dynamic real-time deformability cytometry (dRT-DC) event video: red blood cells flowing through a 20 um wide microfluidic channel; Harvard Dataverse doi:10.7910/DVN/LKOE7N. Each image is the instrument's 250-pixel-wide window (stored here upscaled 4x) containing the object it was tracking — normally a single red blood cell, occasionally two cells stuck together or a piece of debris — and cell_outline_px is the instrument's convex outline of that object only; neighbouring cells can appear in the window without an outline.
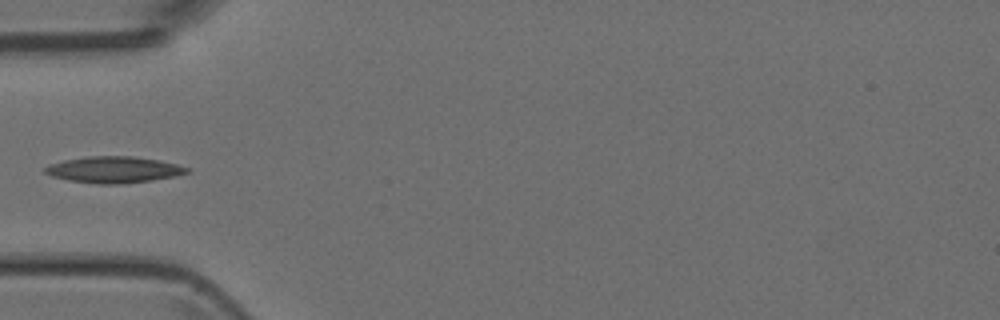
{"species": "Egyptian fruit bat (a non-hibernating species)", "species_latin": "Rousettus aegyptiacus", "temperature_condition": "room temperature", "stored_images_in_passage": 6, "camera_frame_rate_fps": 3000, "um_per_image_px": 0.085, "animal": {"sex": "female"}, "frame": {"image": 1, "passage_image": 5, "time_ms": 4.667, "image_size_px": [1000, 320], "cell_outline_px": [[188, 172], [176, 176], [152, 180], [120, 184], [96, 184], [68, 180], [52, 176], [44, 172], [44, 168], [52, 164], [64, 160], [88, 156], [132, 156], [160, 160], [176, 164], [188, 168]], "centroid_in_image_um": [9.67, 14.42], "position_along_channel_um": 75.3, "area_um2": 21.68}}
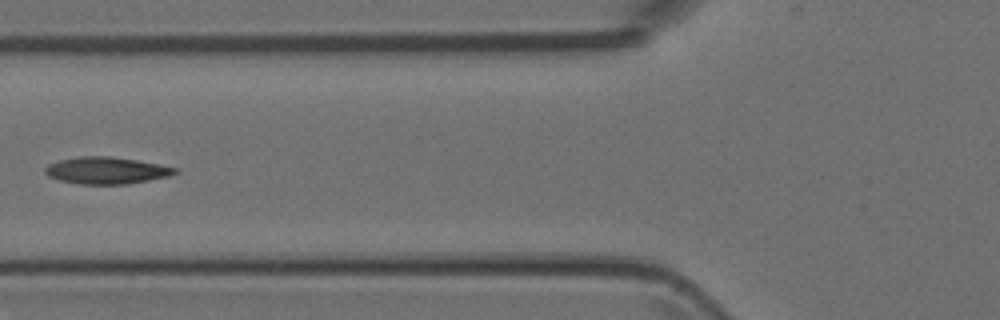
{"frame": {"image": 2, "passage_image": 6, "time_ms": 5.667, "image_size_px": [1000, 320], "cell_outline_px": [[180, 172], [168, 176], [128, 184], [80, 184], [60, 180], [48, 176], [44, 172], [44, 168], [48, 164], [60, 160], [80, 156], [108, 156], [136, 160], [160, 164], [180, 168]], "centroid_in_image_um": [9.07, 14.49], "position_along_channel_um": 116.7, "area_um2": 20.4}}